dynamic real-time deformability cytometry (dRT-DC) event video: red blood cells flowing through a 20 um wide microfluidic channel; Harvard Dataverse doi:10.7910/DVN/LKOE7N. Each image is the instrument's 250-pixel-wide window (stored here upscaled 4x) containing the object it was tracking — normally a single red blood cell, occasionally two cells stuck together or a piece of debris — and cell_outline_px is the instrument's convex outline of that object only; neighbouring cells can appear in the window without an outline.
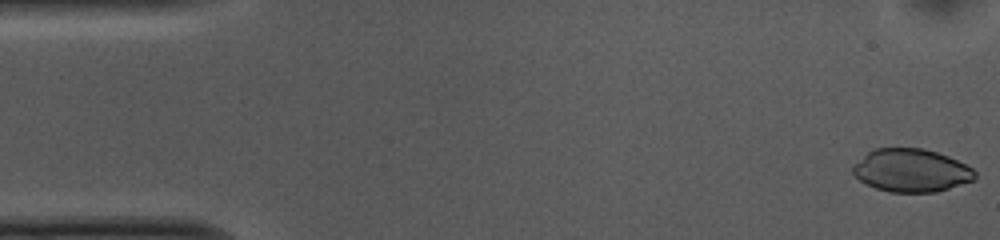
{"species": "common noctule bat (a hibernating species)", "species_latin": "Nyctalus noctula", "temperature_condition": "cold", "stored_images_in_passage": 52, "camera_frame_rate_fps": 3000, "um_per_image_px": 0.085, "animal": {"sex": "female", "body_mass_g": 10.0, "forearm_length_mm": 53.1}, "frame": {"image": 1, "passage_image": 1, "time_ms": 0.0, "image_size_px": [1000, 240], "cell_outline_px": [[976, 176], [972, 180], [936, 192], [888, 192], [864, 184], [852, 172], [852, 164], [868, 152], [876, 148], [924, 148], [948, 156], [972, 168], [976, 172]], "centroid_in_image_um": [77.41, 14.48], "position_along_channel_um": 7.6, "area_um2": 30.52}}
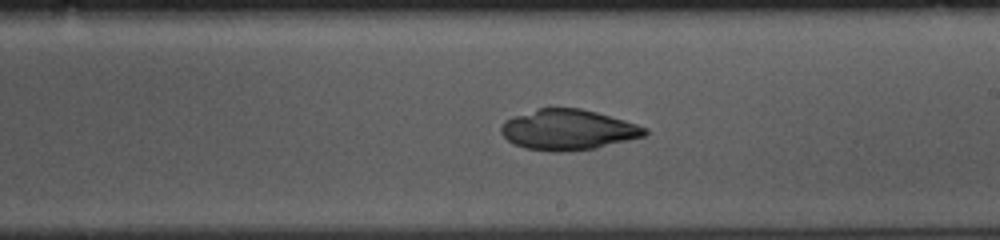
{"frame": {"image": 2, "passage_image": 29, "time_ms": 9.333, "image_size_px": [1000, 240], "cell_outline_px": [[648, 132], [644, 136], [596, 148], [564, 152], [552, 152], [524, 148], [512, 144], [500, 132], [500, 128], [504, 120], [512, 116], [540, 108], [580, 108], [596, 112], [624, 120], [648, 128]], "centroid_in_image_um": [48.25, 11.04], "position_along_channel_um": 240.7, "area_um2": 33.99}}
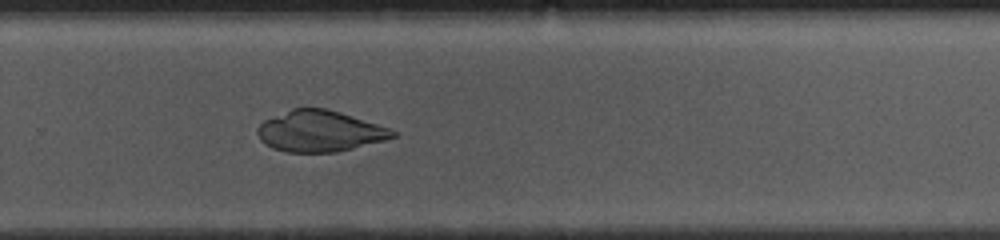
{"frame": {"image": 3, "passage_image": 34, "time_ms": 11.0, "image_size_px": [1000, 240], "cell_outline_px": [[396, 136], [384, 140], [336, 152], [288, 152], [272, 148], [264, 144], [260, 140], [256, 132], [256, 128], [264, 120], [292, 108], [324, 108], [340, 112], [388, 128], [396, 132]], "centroid_in_image_um": [27.11, 11.15], "position_along_channel_um": 302.7, "area_um2": 32.08}}